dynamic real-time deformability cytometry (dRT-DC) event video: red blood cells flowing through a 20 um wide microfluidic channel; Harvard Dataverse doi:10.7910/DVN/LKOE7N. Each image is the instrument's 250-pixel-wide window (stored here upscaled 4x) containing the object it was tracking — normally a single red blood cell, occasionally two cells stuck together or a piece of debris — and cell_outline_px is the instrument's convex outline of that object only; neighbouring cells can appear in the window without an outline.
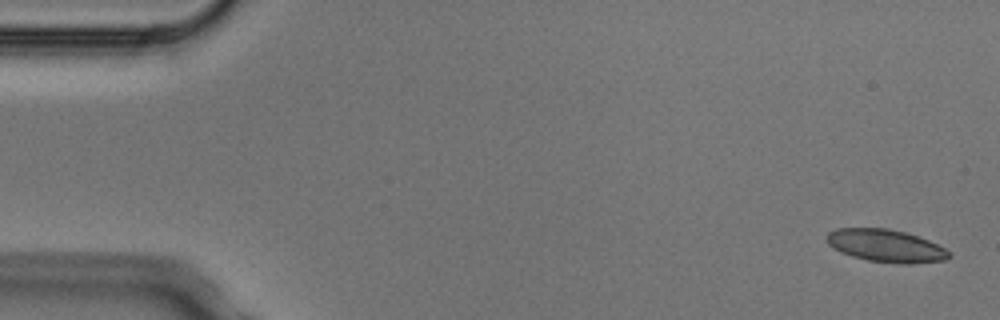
{"species": "Egyptian fruit bat (a non-hibernating species)", "species_latin": "Rousettus aegyptiacus", "temperature_condition": "cold", "stored_images_in_passage": 6, "camera_frame_rate_fps": 3000, "um_per_image_px": 0.085, "animal": {"sex": "male"}, "frame": {"image": 1, "passage_image": 1, "time_ms": 0.0, "image_size_px": [1000, 320], "cell_outline_px": [[952, 256], [944, 260], [908, 264], [904, 264], [868, 260], [852, 256], [840, 252], [828, 244], [828, 232], [836, 228], [888, 228], [904, 232], [928, 240], [944, 248]], "centroid_in_image_um": [75.28, 20.89], "position_along_channel_um": 9.7, "area_um2": 22.95}}
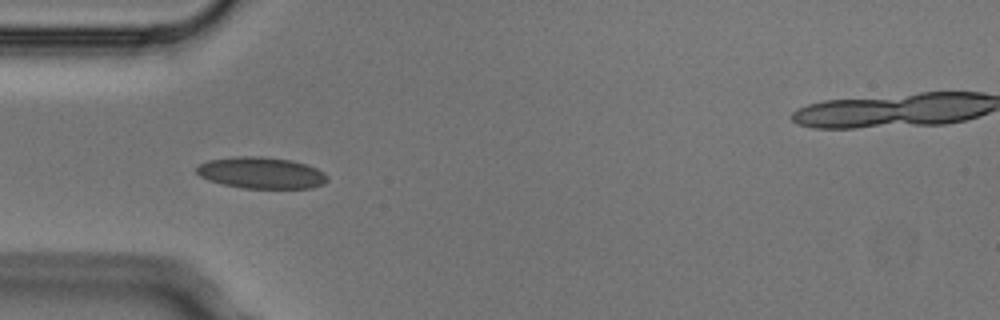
{"frame": {"image": 2, "passage_image": 5, "time_ms": 1.333, "image_size_px": [1000, 320], "cell_outline_px": [[328, 180], [324, 184], [312, 188], [244, 188], [224, 184], [208, 180], [200, 176], [196, 172], [196, 168], [200, 164], [208, 160], [236, 156], [260, 156], [292, 160], [316, 168], [324, 172], [328, 176]], "centroid_in_image_um": [22.22, 14.69], "position_along_channel_um": 62.8, "area_um2": 23.99}}
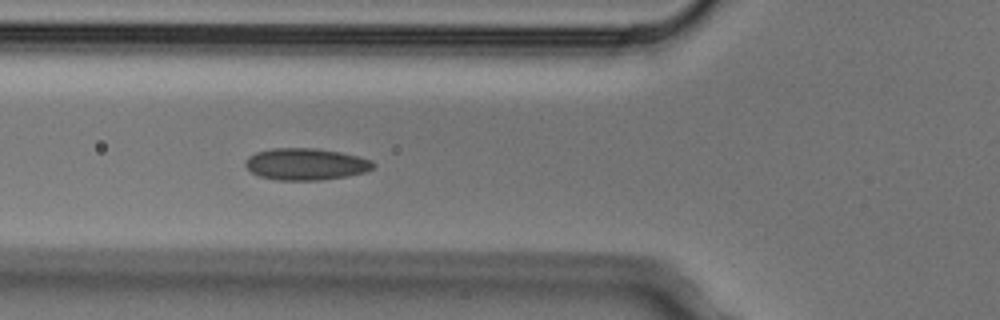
{"frame": {"image": 3, "passage_image": 6, "time_ms": 1.667, "image_size_px": [1000, 320], "cell_outline_px": [[376, 164], [372, 168], [364, 172], [348, 176], [320, 180], [276, 180], [260, 176], [252, 172], [244, 164], [244, 160], [248, 156], [256, 152], [272, 148], [316, 148], [340, 152], [372, 160]], "centroid_in_image_um": [25.97, 13.95], "position_along_channel_um": 99.8, "area_um2": 23.7}}